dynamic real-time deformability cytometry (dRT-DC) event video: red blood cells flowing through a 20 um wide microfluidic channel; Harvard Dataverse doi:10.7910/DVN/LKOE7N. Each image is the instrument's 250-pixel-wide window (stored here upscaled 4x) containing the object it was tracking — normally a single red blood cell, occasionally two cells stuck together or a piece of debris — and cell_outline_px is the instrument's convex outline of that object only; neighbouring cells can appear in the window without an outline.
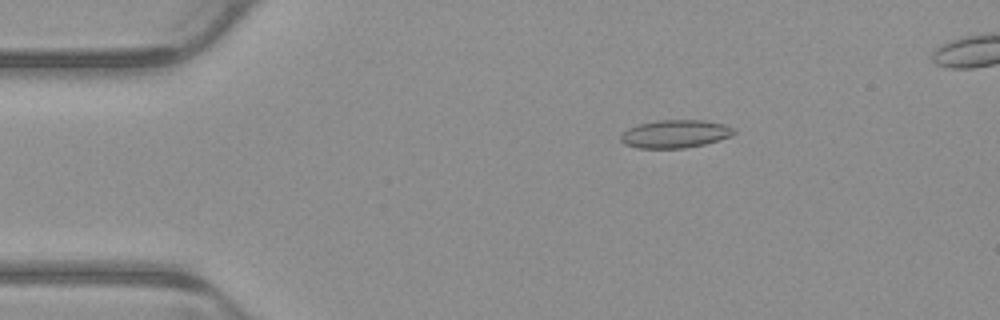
{"species": "common noctule bat (a hibernating species)", "species_latin": "Nyctalus noctula", "temperature_condition": "warm", "stored_images_in_passage": 5, "camera_frame_rate_fps": 3000, "um_per_image_px": 0.085, "animal": {"sex": "male", "body_mass_g": 23.1, "forearm_length_mm": 52.7}, "frame": {"image": 1, "passage_image": 3, "time_ms": 0.667, "image_size_px": [1000, 320], "cell_outline_px": [[736, 132], [732, 136], [704, 144], [684, 148], [636, 148], [624, 144], [620, 140], [620, 136], [628, 128], [636, 124], [656, 120], [704, 120], [724, 124], [736, 128]], "centroid_in_image_um": [57.39, 11.37], "position_along_channel_um": 27.6, "area_um2": 18.67}}